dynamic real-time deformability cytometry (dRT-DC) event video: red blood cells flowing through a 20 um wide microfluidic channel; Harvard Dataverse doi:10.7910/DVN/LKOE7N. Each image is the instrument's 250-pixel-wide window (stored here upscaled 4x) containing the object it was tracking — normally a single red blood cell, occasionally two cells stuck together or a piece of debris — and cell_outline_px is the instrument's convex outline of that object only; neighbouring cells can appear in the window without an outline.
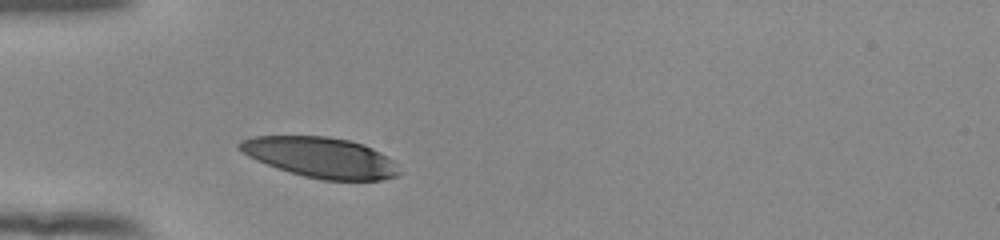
{"species": "human", "species_latin": "Homo sapiens", "temperature_condition": "room temperature", "stored_images_in_passage": 30, "camera_frame_rate_fps": 3000, "um_per_image_px": 0.085, "donor": {"sex": "female"}, "frame": {"image": 1, "passage_image": 1, "time_ms": 0.0, "image_size_px": [1000, 240], "cell_outline_px": [[400, 172], [396, 176], [380, 180], [324, 180], [304, 176], [276, 168], [256, 160], [248, 156], [236, 148], [236, 144], [240, 140], [252, 136], [328, 136], [348, 140], [364, 144], [372, 148], [392, 160]], "centroid_in_image_um": [27.19, 13.37], "position_along_channel_um": 57.8, "area_um2": 37.57}}
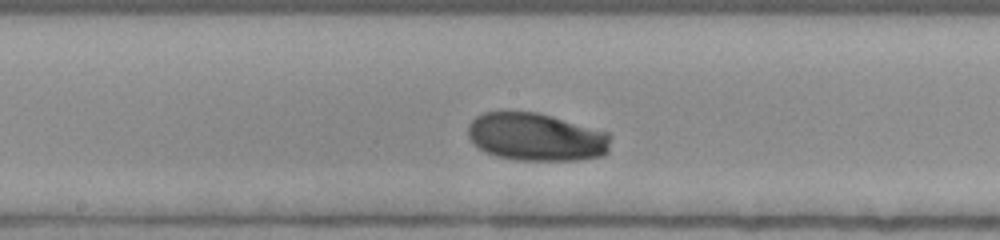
{"frame": {"image": 2, "passage_image": 13, "time_ms": 4.0, "image_size_px": [1000, 240], "cell_outline_px": [[612, 136], [608, 152], [604, 156], [580, 160], [516, 160], [496, 156], [484, 152], [468, 136], [468, 124], [476, 116], [484, 112], [536, 112], [552, 116], [608, 132]], "centroid_in_image_um": [45.61, 11.65], "position_along_channel_um": 202.6, "area_um2": 40.0}}
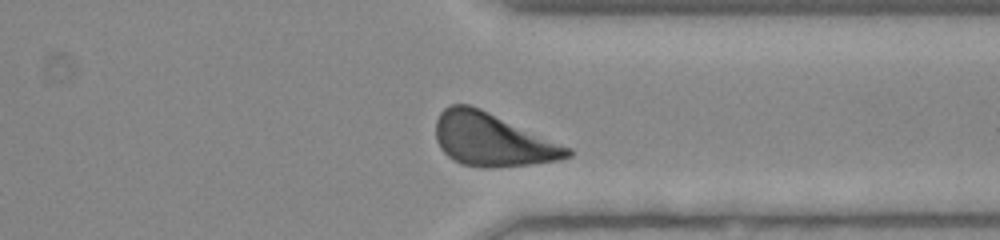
{"frame": {"image": 3, "passage_image": 26, "time_ms": 8.333, "image_size_px": [1000, 240], "cell_outline_px": [[572, 156], [560, 160], [532, 164], [488, 168], [484, 168], [460, 164], [452, 160], [440, 148], [436, 140], [436, 120], [440, 112], [444, 108], [452, 104], [468, 104], [480, 108], [572, 148]], "centroid_in_image_um": [41.84, 11.88], "position_along_channel_um": 369.6, "area_um2": 40.81}, "authors_computed_cell_mechanics": {"area_um2": 39.3329, "velocity_mm_per_s": 3.8486, "shape_relaxation_time_tau1_ms": 1.4375, "shape_relaxation_time_tau2_ms": null, "deformation_change_tau1": 0.089, "deformation_change_tau2": null}}